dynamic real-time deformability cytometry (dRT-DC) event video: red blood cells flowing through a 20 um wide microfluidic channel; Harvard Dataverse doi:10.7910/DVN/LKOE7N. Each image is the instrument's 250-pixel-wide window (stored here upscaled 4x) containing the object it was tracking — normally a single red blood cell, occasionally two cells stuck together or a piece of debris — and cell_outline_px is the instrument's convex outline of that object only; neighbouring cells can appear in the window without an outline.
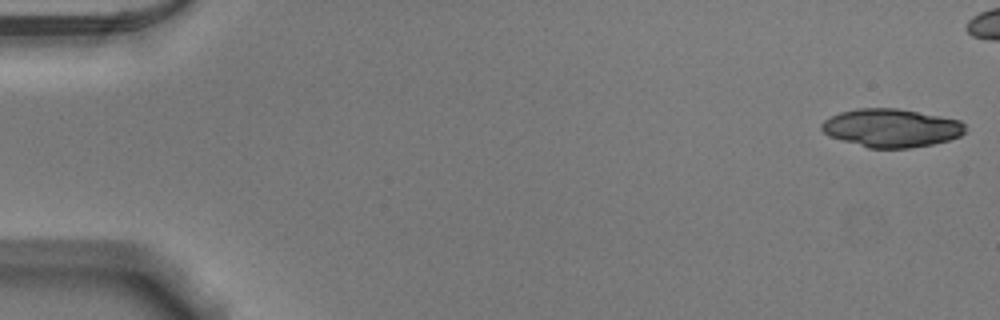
{"species": "Egyptian fruit bat (a non-hibernating species)", "species_latin": "Rousettus aegyptiacus", "temperature_condition": "warm", "stored_images_in_passage": 46, "camera_frame_rate_fps": 3000, "um_per_image_px": 0.085, "animal": {"sex": "male"}, "frame": {"image": 1, "passage_image": 1, "time_ms": 0.0, "image_size_px": [1000, 320], "cell_outline_px": [[964, 132], [960, 136], [948, 140], [932, 144], [912, 148], [868, 148], [828, 136], [820, 128], [820, 124], [824, 120], [840, 112], [856, 108], [896, 108], [940, 116], [960, 120], [964, 124]], "centroid_in_image_um": [75.73, 10.88], "position_along_channel_um": 9.3, "area_um2": 32.02}}
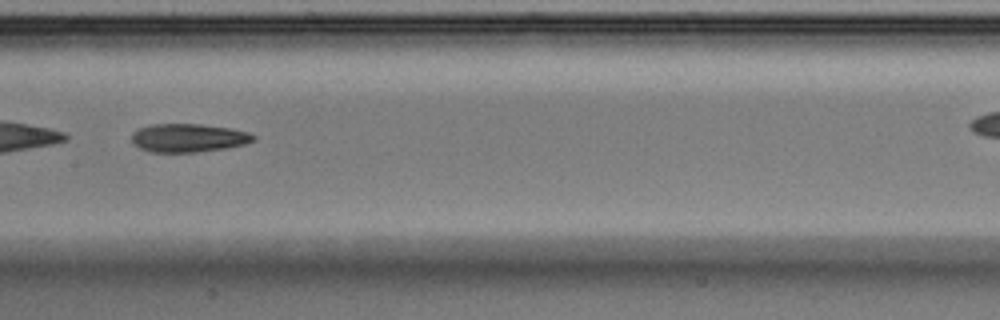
{"frame": {"image": 2, "passage_image": 27, "time_ms": 8.667, "image_size_px": [1000, 320], "cell_outline_px": [[256, 140], [244, 144], [224, 148], [196, 152], [148, 152], [132, 144], [132, 132], [140, 128], [152, 124], [200, 124], [228, 128], [248, 132], [256, 136]], "centroid_in_image_um": [15.98, 11.72], "position_along_channel_um": 191.4, "area_um2": 20.11}}